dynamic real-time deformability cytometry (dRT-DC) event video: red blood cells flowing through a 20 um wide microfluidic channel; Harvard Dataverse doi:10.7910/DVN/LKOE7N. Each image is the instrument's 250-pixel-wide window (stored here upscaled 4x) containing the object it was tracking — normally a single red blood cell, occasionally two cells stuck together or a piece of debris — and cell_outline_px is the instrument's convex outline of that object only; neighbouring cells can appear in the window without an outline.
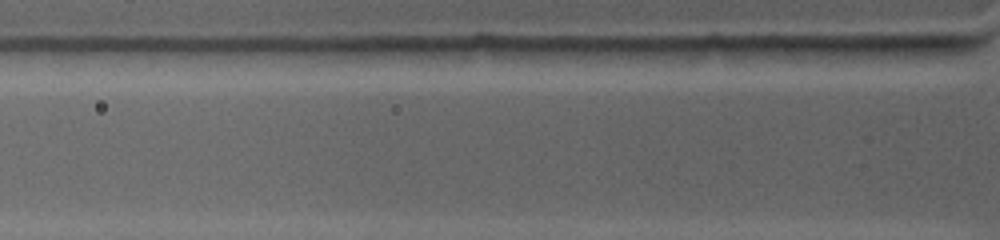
{"species": "common noctule bat (a hibernating species)", "species_latin": "Nyctalus noctula", "temperature_condition": "warm", "stored_images_in_passage": 2, "camera_frame_rate_fps": 4500, "um_per_image_px": 0.085, "animal": {"sex": "female", "body_mass_g": 19.0, "forearm_length_mm": 53.3}, "frame": {"image": 1, "passage_image": 2, "time_ms": 0.444, "image_size_px": [1000, 240], "cell_outline_px": [[976, 44], [964, 52], [880, 64], [852, 48], [892, 44]], "centroid_in_image_um": [77.33, 4.38], "position_along_channel_um": 48.5, "area_um2": 10.69}}